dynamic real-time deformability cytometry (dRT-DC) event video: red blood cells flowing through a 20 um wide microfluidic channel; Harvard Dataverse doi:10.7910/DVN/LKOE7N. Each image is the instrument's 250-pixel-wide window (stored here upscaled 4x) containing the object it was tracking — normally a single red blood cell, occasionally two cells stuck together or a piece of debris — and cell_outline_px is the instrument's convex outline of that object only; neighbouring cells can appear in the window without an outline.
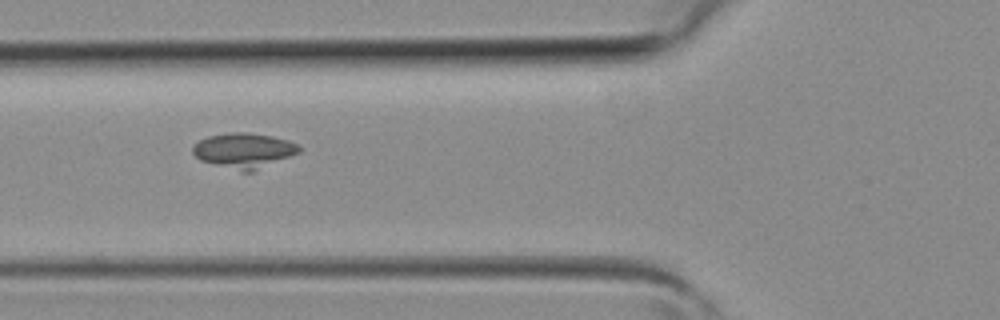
{"species": "common noctule bat (a hibernating species)", "species_latin": "Nyctalus noctula", "temperature_condition": "room temperature", "stored_images_in_passage": 4, "camera_frame_rate_fps": 3000, "um_per_image_px": 0.085, "animal": {"sex": "female", "body_mass_g": 19.3, "forearm_length_mm": 54.1}, "frame": {"image": 1, "passage_image": 3, "time_ms": 0.667, "image_size_px": [1000, 320], "cell_outline_px": [[300, 152], [252, 172], [240, 172], [200, 160], [192, 152], [192, 148], [200, 140], [208, 136], [232, 132], [248, 132], [272, 136], [288, 140], [300, 144]], "centroid_in_image_um": [20.75, 12.8], "position_along_channel_um": 105.0, "area_um2": 21.79}}
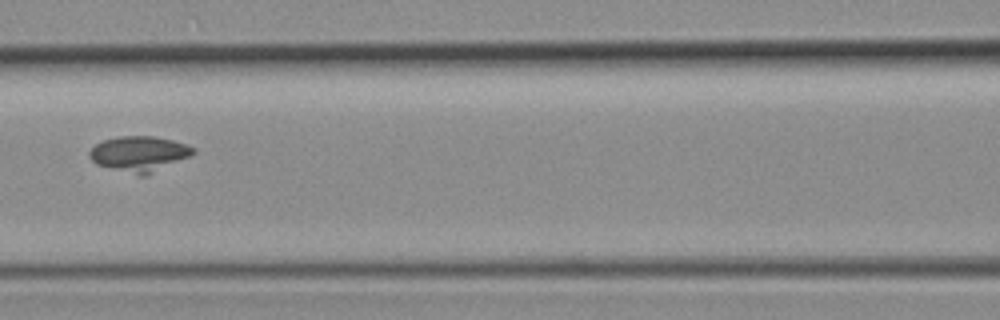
{"frame": {"image": 2, "passage_image": 4, "time_ms": 1.0, "image_size_px": [1000, 320], "cell_outline_px": [[196, 152], [188, 156], [144, 176], [140, 176], [96, 164], [88, 156], [88, 152], [96, 144], [104, 140], [120, 136], [152, 136], [172, 140], [184, 144], [192, 148]], "centroid_in_image_um": [11.77, 13.07], "position_along_channel_um": 154.8, "area_um2": 20.87}}